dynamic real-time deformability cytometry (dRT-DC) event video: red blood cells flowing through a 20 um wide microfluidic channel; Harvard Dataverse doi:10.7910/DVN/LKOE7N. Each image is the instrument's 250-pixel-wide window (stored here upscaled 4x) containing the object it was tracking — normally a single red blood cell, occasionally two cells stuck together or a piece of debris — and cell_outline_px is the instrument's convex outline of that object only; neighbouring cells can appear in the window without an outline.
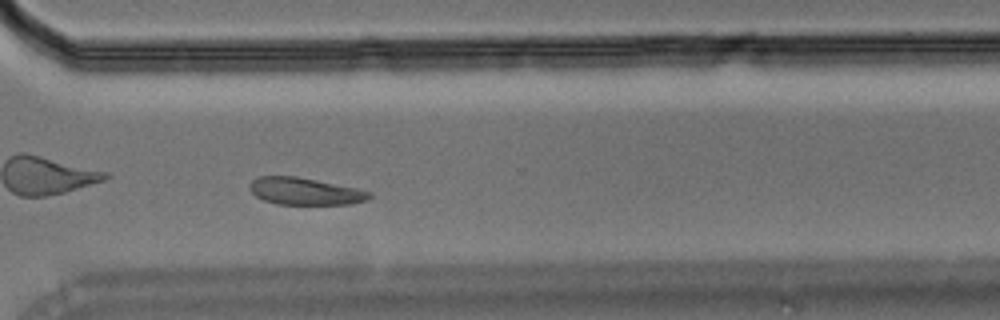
{"species": "Egyptian fruit bat (a non-hibernating species)", "species_latin": "Rousettus aegyptiacus", "temperature_condition": "room temperature", "stored_images_in_passage": 35, "camera_frame_rate_fps": 3000, "um_per_image_px": 0.085, "animal": {"sex": "male"}, "frame": {"image": 1, "passage_image": 25, "time_ms": 8.0, "image_size_px": [1000, 320], "cell_outline_px": [[372, 196], [368, 200], [348, 204], [276, 204], [264, 200], [256, 196], [248, 188], [248, 184], [252, 180], [260, 176], [296, 176], [356, 188], [372, 192]], "centroid_in_image_um": [25.91, 16.26], "position_along_channel_um": 344.7, "area_um2": 18.9}}